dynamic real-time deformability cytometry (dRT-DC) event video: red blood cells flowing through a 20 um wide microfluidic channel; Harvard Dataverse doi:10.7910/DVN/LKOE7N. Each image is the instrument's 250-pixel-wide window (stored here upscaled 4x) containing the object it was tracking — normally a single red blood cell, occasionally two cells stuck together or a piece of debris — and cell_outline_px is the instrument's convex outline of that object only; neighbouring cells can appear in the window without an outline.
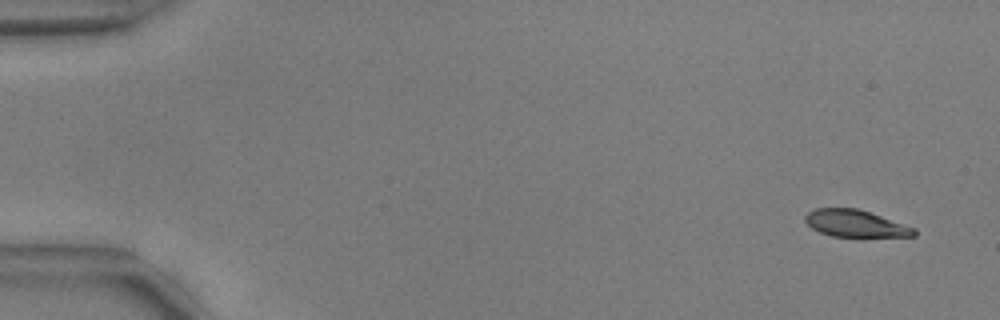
{"species": "common noctule bat (a hibernating species)", "species_latin": "Nyctalus noctula", "temperature_condition": "warm", "stored_images_in_passage": 53, "segment_of_instrument_passage": [1, 2], "camera_frame_rate_fps": 3000, "um_per_image_px": 0.085, "animal": {"sex": "male", "body_mass_g": 17.9, "forearm_length_mm": 54.2}, "frame": {"image": 1, "passage_image": 1, "time_ms": 0.0, "image_size_px": [1000, 320], "cell_outline_px": [[916, 236], [860, 240], [832, 236], [820, 232], [812, 228], [804, 220], [804, 216], [808, 212], [816, 208], [856, 208], [916, 228]], "centroid_in_image_um": [72.76, 19.07], "position_along_channel_um": 12.2, "area_um2": 18.03}}
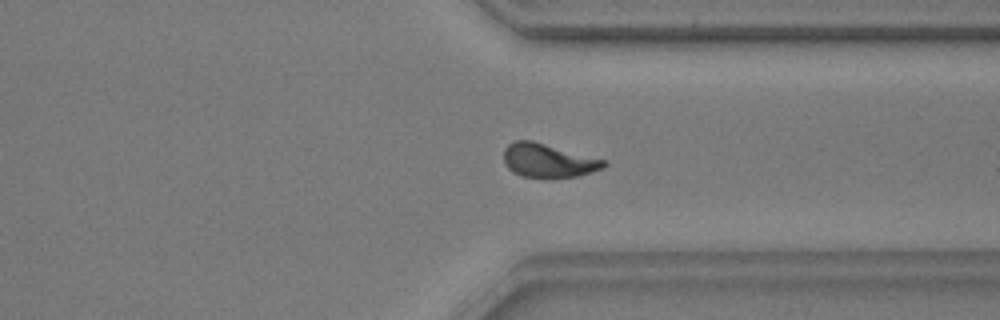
{"frame": {"image": 2, "passage_image": 40, "time_ms": 13.0, "image_size_px": [1000, 320], "cell_outline_px": [[608, 164], [604, 168], [576, 176], [552, 180], [548, 180], [520, 176], [512, 172], [504, 164], [504, 148], [508, 144], [516, 140], [532, 140], [604, 160]], "centroid_in_image_um": [46.55, 13.69], "position_along_channel_um": 364.8, "area_um2": 20.11}}
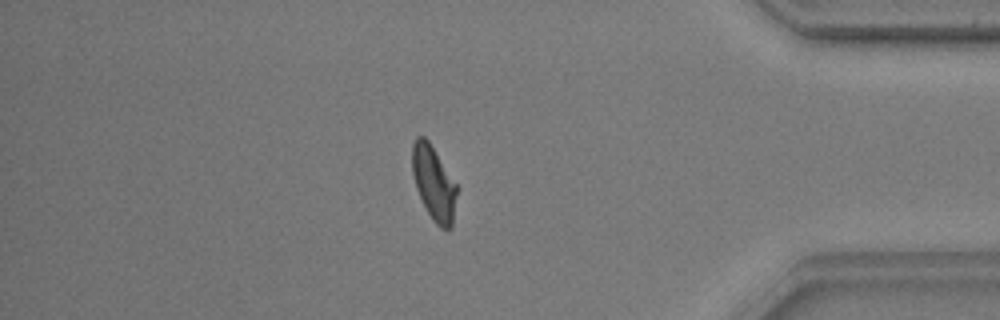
{"frame": {"image": 3, "passage_image": 45, "time_ms": 14.667, "image_size_px": [1000, 320], "cell_outline_px": [[460, 188], [452, 228], [448, 232], [440, 228], [432, 220], [416, 188], [412, 172], [412, 144], [416, 136], [424, 136], [428, 140]], "centroid_in_image_um": [36.92, 15.61], "position_along_channel_um": 398.3, "area_um2": 19.88}}